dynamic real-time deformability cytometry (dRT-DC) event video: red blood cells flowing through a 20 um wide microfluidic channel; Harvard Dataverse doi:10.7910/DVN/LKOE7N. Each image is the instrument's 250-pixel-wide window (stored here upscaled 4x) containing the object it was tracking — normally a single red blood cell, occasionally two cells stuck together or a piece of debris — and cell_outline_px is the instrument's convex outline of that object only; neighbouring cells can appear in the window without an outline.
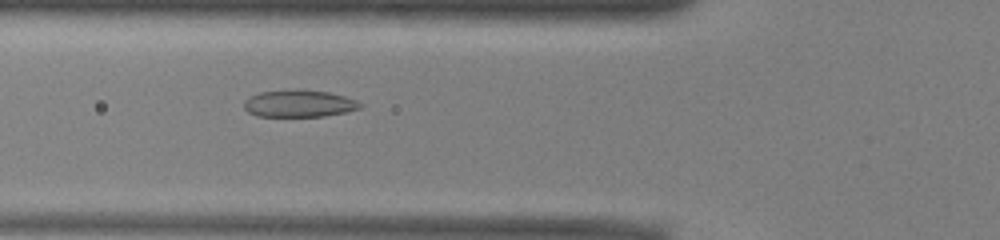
{"species": "common noctule bat (a hibernating species)", "species_latin": "Nyctalus noctula", "temperature_condition": "warm", "stored_images_in_passage": 51, "camera_frame_rate_fps": 3000, "um_per_image_px": 0.085, "animal": {"sex": "male", "body_mass_g": 13.0, "forearm_length_mm": 53.1}, "frame": {"image": 1, "passage_image": 18, "time_ms": 5.667, "image_size_px": [1000, 240], "cell_outline_px": [[364, 104], [360, 108], [344, 112], [324, 116], [256, 116], [248, 112], [244, 108], [244, 100], [260, 92], [328, 92], [344, 96], [356, 100]], "centroid_in_image_um": [25.43, 8.85], "position_along_channel_um": 100.4, "area_um2": 17.46}}
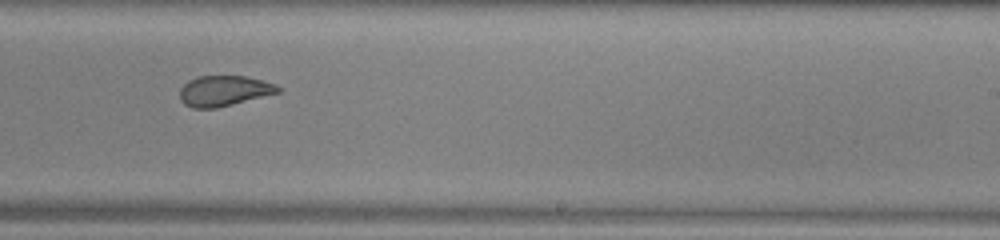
{"frame": {"image": 2, "passage_image": 31, "time_ms": 10.0, "image_size_px": [1000, 240], "cell_outline_px": [[280, 92], [216, 108], [192, 108], [184, 104], [180, 100], [180, 88], [188, 80], [200, 76], [244, 76], [260, 80], [272, 84], [280, 88]], "centroid_in_image_um": [18.98, 7.73], "position_along_channel_um": 270.0, "area_um2": 17.17}}
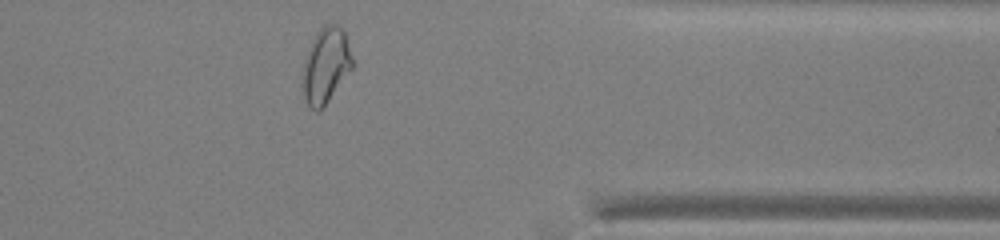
{"frame": {"image": 3, "passage_image": 41, "time_ms": 13.333, "image_size_px": [1000, 240], "cell_outline_px": [[352, 68], [328, 100], [316, 112], [308, 104], [304, 96], [304, 64], [312, 40], [316, 32], [324, 24], [340, 24], [344, 28], [352, 56]], "centroid_in_image_um": [27.73, 5.48], "position_along_channel_um": 383.7, "area_um2": 21.27}, "authors_computed_cell_mechanics": {"area_um2": 20.2878, "velocity_mm_per_s": 3.9157, "shape_relaxation_time_tau1_ms": 7.9452, "shape_relaxation_time_tau2_ms": 0.9601, "deformation_change_tau1": 0.195, "deformation_change_tau2": 0.0637}}